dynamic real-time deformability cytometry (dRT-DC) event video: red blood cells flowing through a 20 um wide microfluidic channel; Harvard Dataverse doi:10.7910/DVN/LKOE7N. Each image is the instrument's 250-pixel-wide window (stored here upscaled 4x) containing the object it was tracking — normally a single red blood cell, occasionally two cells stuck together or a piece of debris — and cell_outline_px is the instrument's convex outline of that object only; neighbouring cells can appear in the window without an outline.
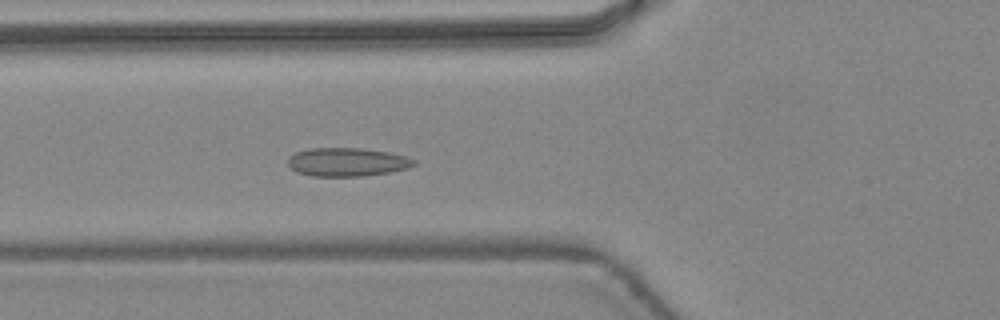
{"species": "common noctule bat (a hibernating species)", "species_latin": "Nyctalus noctula", "temperature_condition": "warm", "stored_images_in_passage": 49, "camera_frame_rate_fps": 3000, "um_per_image_px": 0.085, "animal": {"sex": "female", "body_mass_g": 24.6, "forearm_length_mm": 56.2}, "frame": {"image": 1, "passage_image": 19, "time_ms": 6.0, "image_size_px": [1000, 320], "cell_outline_px": [[416, 164], [408, 168], [388, 172], [364, 176], [312, 176], [296, 172], [288, 164], [288, 156], [296, 152], [308, 148], [364, 148], [388, 152], [404, 156], [416, 160]], "centroid_in_image_um": [29.49, 13.77], "position_along_channel_um": 96.3, "area_um2": 20.98}}
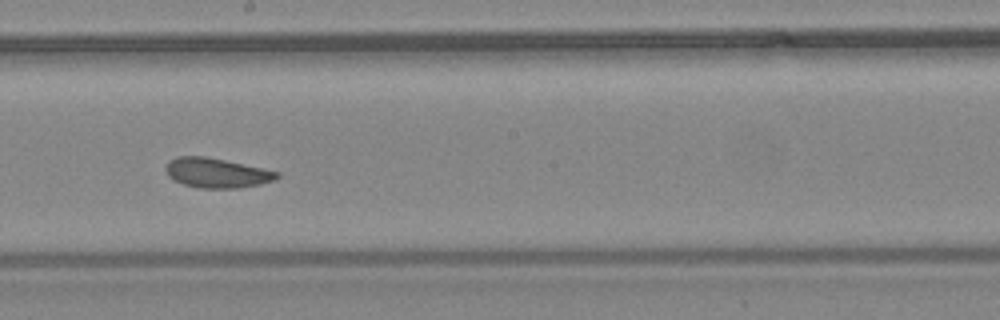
{"frame": {"image": 2, "passage_image": 28, "time_ms": 9.0, "image_size_px": [1000, 320], "cell_outline_px": [[280, 176], [276, 180], [260, 184], [240, 188], [200, 188], [184, 184], [168, 176], [164, 168], [168, 160], [176, 156], [204, 156], [224, 160], [280, 172]], "centroid_in_image_um": [18.41, 14.69], "position_along_channel_um": 229.8, "area_um2": 19.25}}
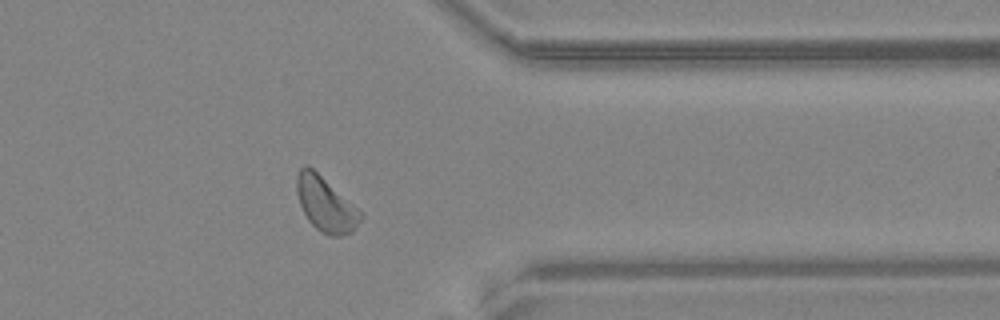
{"frame": {"image": 3, "passage_image": 39, "time_ms": 12.667, "image_size_px": [1000, 320], "cell_outline_px": [[360, 220], [352, 232], [340, 236], [332, 236], [320, 232], [308, 220], [300, 204], [296, 192], [296, 176], [300, 168], [304, 164], [308, 164], [360, 208]], "centroid_in_image_um": [27.66, 17.33], "position_along_channel_um": 383.7, "area_um2": 20.46}, "authors_computed_cell_mechanics": {"area_um2": 20.1722, "velocity_mm_per_s": 4.4534, "shape_relaxation_time_tau1_ms": 5.5288, "shape_relaxation_time_tau2_ms": 4.7742, "deformation_change_tau1": 0.1006, "deformation_change_tau2": 0.0857}}